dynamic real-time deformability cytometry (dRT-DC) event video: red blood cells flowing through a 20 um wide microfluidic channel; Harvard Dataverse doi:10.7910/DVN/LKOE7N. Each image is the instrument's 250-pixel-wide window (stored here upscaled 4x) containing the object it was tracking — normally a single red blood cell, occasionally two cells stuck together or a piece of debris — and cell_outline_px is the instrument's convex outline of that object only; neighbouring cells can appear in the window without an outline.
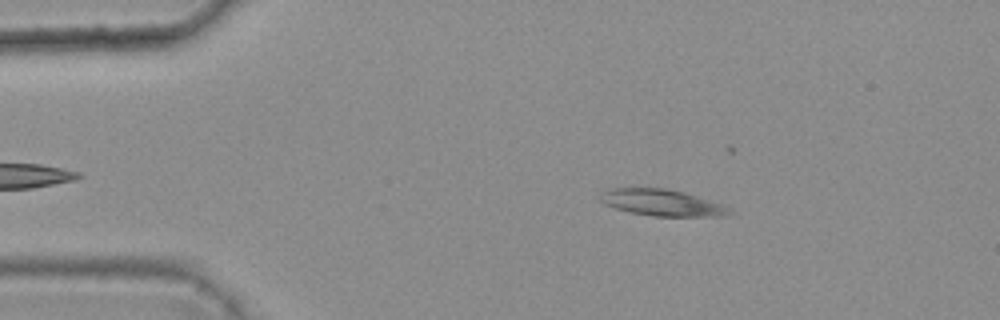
{"species": "common noctule bat (a hibernating species)", "species_latin": "Nyctalus noctula", "temperature_condition": "warm", "stored_images_in_passage": 6, "camera_frame_rate_fps": 3000, "um_per_image_px": 0.085, "animal": {"sex": "female", "body_mass_g": 25.1}, "frame": {"image": 1, "passage_image": 2, "time_ms": 0.333, "image_size_px": [1000, 320], "cell_outline_px": [[732, 212], [728, 216], [652, 216], [628, 212], [604, 204], [600, 200], [600, 192], [604, 188], [664, 188], [684, 192], [720, 204]], "centroid_in_image_um": [56.17, 17.22], "position_along_channel_um": 28.8, "area_um2": 19.83}}
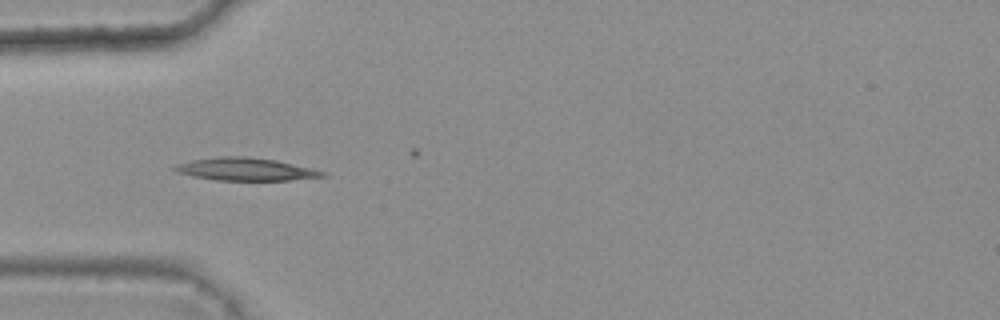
{"frame": {"image": 2, "passage_image": 4, "time_ms": 1.0, "image_size_px": [1000, 320], "cell_outline_px": [[328, 176], [288, 180], [216, 180], [192, 176], [176, 172], [172, 168], [176, 164], [192, 160], [220, 156], [244, 156], [276, 160], [312, 168], [328, 172]], "centroid_in_image_um": [20.89, 14.38], "position_along_channel_um": 64.1, "area_um2": 19.59}}
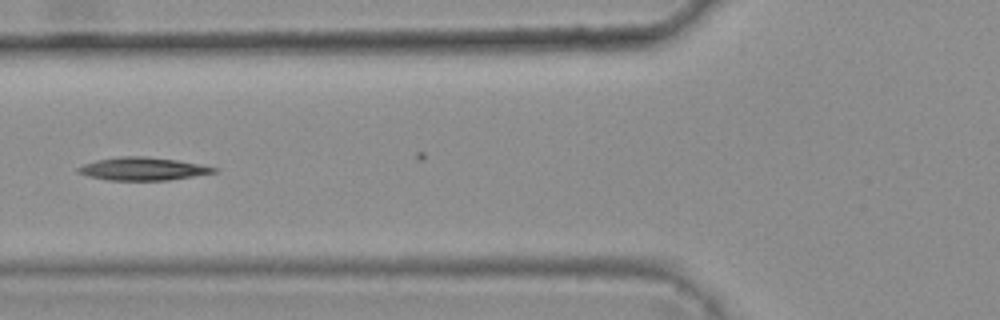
{"frame": {"image": 3, "passage_image": 5, "time_ms": 1.333, "image_size_px": [1000, 320], "cell_outline_px": [[216, 172], [168, 180], [108, 180], [88, 176], [76, 172], [76, 168], [84, 164], [96, 160], [120, 156], [144, 156], [176, 160], [216, 168]], "centroid_in_image_um": [12.05, 14.35], "position_along_channel_um": 113.8, "area_um2": 17.86}}